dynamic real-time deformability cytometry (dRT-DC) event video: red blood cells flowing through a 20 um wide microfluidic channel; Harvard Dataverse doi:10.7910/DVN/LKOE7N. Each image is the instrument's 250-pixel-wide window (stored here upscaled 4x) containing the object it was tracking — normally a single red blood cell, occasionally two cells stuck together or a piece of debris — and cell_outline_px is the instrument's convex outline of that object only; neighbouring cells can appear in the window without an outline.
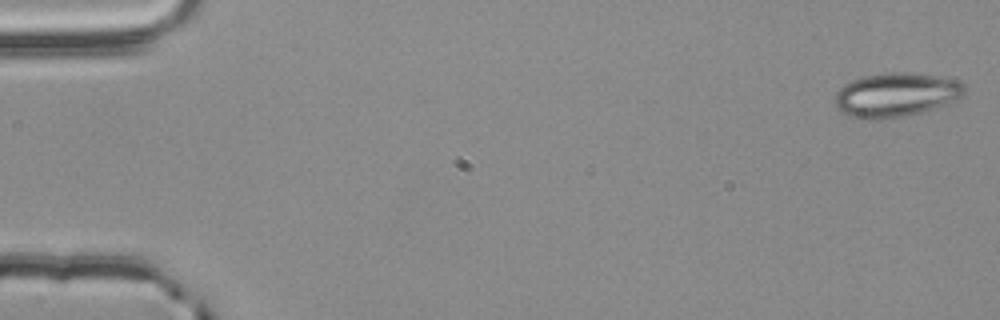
{"species": "common noctule bat (a hibernating species)", "species_latin": "Nyctalus noctula", "temperature_condition": "room temperature", "stored_images_in_passage": 55, "camera_frame_rate_fps": 3000, "um_per_image_px": 0.085, "animal": {"sex": "male", "body_mass_g": 20.4}, "frame": {"image": 1, "passage_image": 1, "time_ms": 0.0, "image_size_px": [1000, 320], "cell_outline_px": [[964, 92], [960, 96], [944, 104], [920, 112], [904, 116], [876, 120], [848, 116], [840, 112], [836, 104], [836, 92], [844, 84], [852, 80], [864, 76], [892, 72], [904, 72], [936, 76], [956, 80], [964, 84]], "centroid_in_image_um": [76.1, 8.06], "position_along_channel_um": 8.9, "area_um2": 32.71}}
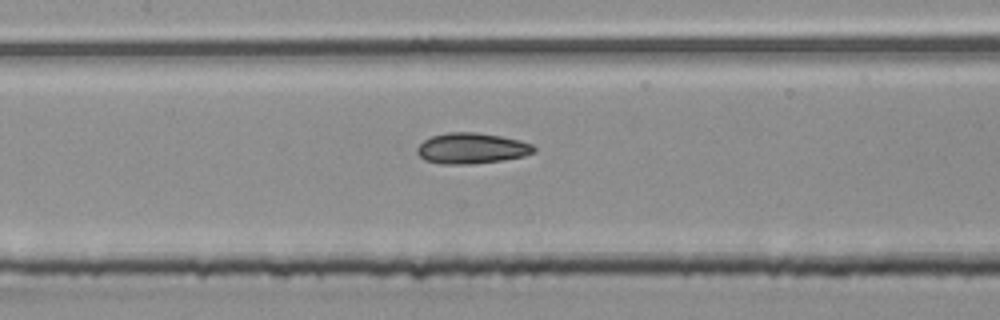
{"frame": {"image": 2, "passage_image": 26, "time_ms": 8.333, "image_size_px": [1000, 320], "cell_outline_px": [[536, 148], [532, 152], [524, 156], [504, 160], [472, 164], [440, 164], [424, 160], [416, 152], [416, 148], [424, 140], [432, 136], [448, 132], [476, 132], [504, 136], [532, 144]], "centroid_in_image_um": [40.07, 12.61], "position_along_channel_um": 167.3, "area_um2": 21.04}}
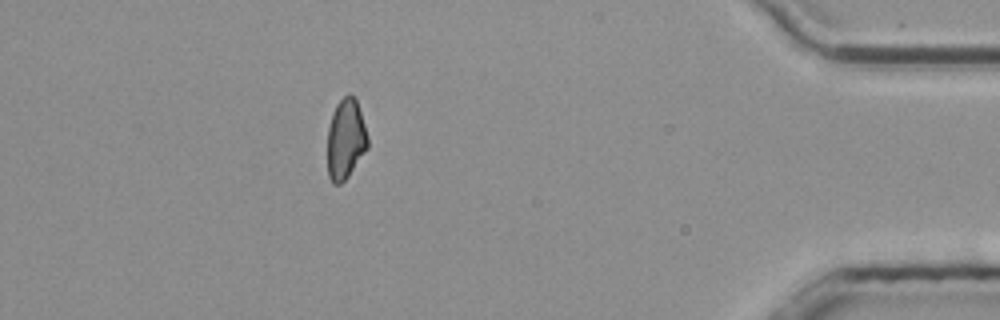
{"frame": {"image": 3, "passage_image": 49, "time_ms": 16.0, "image_size_px": [1000, 320], "cell_outline_px": [[368, 148], [348, 176], [340, 184], [332, 184], [328, 176], [328, 128], [332, 112], [336, 104], [348, 92], [356, 100], [368, 136]], "centroid_in_image_um": [29.37, 11.83], "position_along_channel_um": 405.8, "area_um2": 18.79}, "authors_computed_cell_mechanics": {"area_um2": 20.23, "velocity_mm_per_s": 3.7904, "shape_relaxation_time_tau1_ms": 6.5925, "shape_relaxation_time_tau2_ms": 2.8056, "deformation_change_tau1": 0.1379, "deformation_change_tau2": 0.0905}}